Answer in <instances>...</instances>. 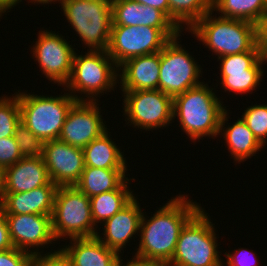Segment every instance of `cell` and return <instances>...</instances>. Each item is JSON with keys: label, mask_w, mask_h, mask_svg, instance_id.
<instances>
[{"label": "cell", "mask_w": 267, "mask_h": 266, "mask_svg": "<svg viewBox=\"0 0 267 266\" xmlns=\"http://www.w3.org/2000/svg\"><path fill=\"white\" fill-rule=\"evenodd\" d=\"M187 198L184 195L176 196L156 210L150 219L145 218L143 213L140 244L134 258L166 264L171 261L181 230L202 208Z\"/></svg>", "instance_id": "obj_1"}, {"label": "cell", "mask_w": 267, "mask_h": 266, "mask_svg": "<svg viewBox=\"0 0 267 266\" xmlns=\"http://www.w3.org/2000/svg\"><path fill=\"white\" fill-rule=\"evenodd\" d=\"M212 90L203 82L173 98V118L178 116L181 129L193 141L220 135V120L226 109Z\"/></svg>", "instance_id": "obj_2"}, {"label": "cell", "mask_w": 267, "mask_h": 266, "mask_svg": "<svg viewBox=\"0 0 267 266\" xmlns=\"http://www.w3.org/2000/svg\"><path fill=\"white\" fill-rule=\"evenodd\" d=\"M212 10L190 29L218 57L248 51H261L257 45V25L238 19L213 18Z\"/></svg>", "instance_id": "obj_3"}, {"label": "cell", "mask_w": 267, "mask_h": 266, "mask_svg": "<svg viewBox=\"0 0 267 266\" xmlns=\"http://www.w3.org/2000/svg\"><path fill=\"white\" fill-rule=\"evenodd\" d=\"M117 68V69H116ZM120 71L107 51L90 50L86 55H77L73 58L72 71L69 81L65 84L67 91L76 101L95 102L97 96L104 91L112 90L117 84ZM77 91V92H76ZM85 94L86 98L76 93ZM75 93L74 95L72 93ZM96 96V98H95ZM86 99V100H85Z\"/></svg>", "instance_id": "obj_4"}, {"label": "cell", "mask_w": 267, "mask_h": 266, "mask_svg": "<svg viewBox=\"0 0 267 266\" xmlns=\"http://www.w3.org/2000/svg\"><path fill=\"white\" fill-rule=\"evenodd\" d=\"M201 208L183 227L168 266H218L222 263L216 233Z\"/></svg>", "instance_id": "obj_5"}, {"label": "cell", "mask_w": 267, "mask_h": 266, "mask_svg": "<svg viewBox=\"0 0 267 266\" xmlns=\"http://www.w3.org/2000/svg\"><path fill=\"white\" fill-rule=\"evenodd\" d=\"M16 94L20 105V121L43 142L57 140L76 99L69 93L55 97L19 91Z\"/></svg>", "instance_id": "obj_6"}, {"label": "cell", "mask_w": 267, "mask_h": 266, "mask_svg": "<svg viewBox=\"0 0 267 266\" xmlns=\"http://www.w3.org/2000/svg\"><path fill=\"white\" fill-rule=\"evenodd\" d=\"M51 222L55 240L65 236L90 238L98 233L92 219L90 197L76 186L57 187Z\"/></svg>", "instance_id": "obj_7"}, {"label": "cell", "mask_w": 267, "mask_h": 266, "mask_svg": "<svg viewBox=\"0 0 267 266\" xmlns=\"http://www.w3.org/2000/svg\"><path fill=\"white\" fill-rule=\"evenodd\" d=\"M67 22L90 50L107 51L112 17L111 0H63Z\"/></svg>", "instance_id": "obj_8"}, {"label": "cell", "mask_w": 267, "mask_h": 266, "mask_svg": "<svg viewBox=\"0 0 267 266\" xmlns=\"http://www.w3.org/2000/svg\"><path fill=\"white\" fill-rule=\"evenodd\" d=\"M180 29H158L150 26H111L108 55L119 68L127 60L159 52Z\"/></svg>", "instance_id": "obj_9"}, {"label": "cell", "mask_w": 267, "mask_h": 266, "mask_svg": "<svg viewBox=\"0 0 267 266\" xmlns=\"http://www.w3.org/2000/svg\"><path fill=\"white\" fill-rule=\"evenodd\" d=\"M178 37L180 34L160 51L159 90L172 98L203 83L198 80L202 72L200 65L182 48Z\"/></svg>", "instance_id": "obj_10"}, {"label": "cell", "mask_w": 267, "mask_h": 266, "mask_svg": "<svg viewBox=\"0 0 267 266\" xmlns=\"http://www.w3.org/2000/svg\"><path fill=\"white\" fill-rule=\"evenodd\" d=\"M129 125L146 131L166 127L173 118V98L158 89L122 91Z\"/></svg>", "instance_id": "obj_11"}, {"label": "cell", "mask_w": 267, "mask_h": 266, "mask_svg": "<svg viewBox=\"0 0 267 266\" xmlns=\"http://www.w3.org/2000/svg\"><path fill=\"white\" fill-rule=\"evenodd\" d=\"M35 42L32 52L41 72L55 84L64 86L71 75L75 49L62 35L47 30L39 32Z\"/></svg>", "instance_id": "obj_12"}, {"label": "cell", "mask_w": 267, "mask_h": 266, "mask_svg": "<svg viewBox=\"0 0 267 266\" xmlns=\"http://www.w3.org/2000/svg\"><path fill=\"white\" fill-rule=\"evenodd\" d=\"M221 60V84L226 91L253 93L262 81L263 62H267L261 51H248L219 57Z\"/></svg>", "instance_id": "obj_13"}, {"label": "cell", "mask_w": 267, "mask_h": 266, "mask_svg": "<svg viewBox=\"0 0 267 266\" xmlns=\"http://www.w3.org/2000/svg\"><path fill=\"white\" fill-rule=\"evenodd\" d=\"M42 157L49 178L59 186H75L85 168L82 148L71 146L60 140H49L43 144Z\"/></svg>", "instance_id": "obj_14"}, {"label": "cell", "mask_w": 267, "mask_h": 266, "mask_svg": "<svg viewBox=\"0 0 267 266\" xmlns=\"http://www.w3.org/2000/svg\"><path fill=\"white\" fill-rule=\"evenodd\" d=\"M97 105L96 101H77L67 114L58 140L83 149L106 132Z\"/></svg>", "instance_id": "obj_15"}, {"label": "cell", "mask_w": 267, "mask_h": 266, "mask_svg": "<svg viewBox=\"0 0 267 266\" xmlns=\"http://www.w3.org/2000/svg\"><path fill=\"white\" fill-rule=\"evenodd\" d=\"M13 247L29 254L40 252L38 247L56 241L52 232L51 215L4 214ZM36 247L38 250L34 251ZM33 248V251L30 249Z\"/></svg>", "instance_id": "obj_16"}, {"label": "cell", "mask_w": 267, "mask_h": 266, "mask_svg": "<svg viewBox=\"0 0 267 266\" xmlns=\"http://www.w3.org/2000/svg\"><path fill=\"white\" fill-rule=\"evenodd\" d=\"M51 181L42 155L22 157L2 171L1 193H23Z\"/></svg>", "instance_id": "obj_17"}, {"label": "cell", "mask_w": 267, "mask_h": 266, "mask_svg": "<svg viewBox=\"0 0 267 266\" xmlns=\"http://www.w3.org/2000/svg\"><path fill=\"white\" fill-rule=\"evenodd\" d=\"M134 197L127 205L118 211L113 217L104 221V235L99 233L96 237L108 248L116 251L119 255L126 243L140 230L143 212L137 199ZM99 234V235H98ZM104 239V240H103Z\"/></svg>", "instance_id": "obj_18"}, {"label": "cell", "mask_w": 267, "mask_h": 266, "mask_svg": "<svg viewBox=\"0 0 267 266\" xmlns=\"http://www.w3.org/2000/svg\"><path fill=\"white\" fill-rule=\"evenodd\" d=\"M111 26H150L179 29L162 11L135 0H111Z\"/></svg>", "instance_id": "obj_19"}, {"label": "cell", "mask_w": 267, "mask_h": 266, "mask_svg": "<svg viewBox=\"0 0 267 266\" xmlns=\"http://www.w3.org/2000/svg\"><path fill=\"white\" fill-rule=\"evenodd\" d=\"M57 185L50 181L39 188L23 193H0V208L4 214L53 213Z\"/></svg>", "instance_id": "obj_20"}, {"label": "cell", "mask_w": 267, "mask_h": 266, "mask_svg": "<svg viewBox=\"0 0 267 266\" xmlns=\"http://www.w3.org/2000/svg\"><path fill=\"white\" fill-rule=\"evenodd\" d=\"M118 69L122 91L159 90L160 51L131 58Z\"/></svg>", "instance_id": "obj_21"}, {"label": "cell", "mask_w": 267, "mask_h": 266, "mask_svg": "<svg viewBox=\"0 0 267 266\" xmlns=\"http://www.w3.org/2000/svg\"><path fill=\"white\" fill-rule=\"evenodd\" d=\"M70 241L71 245L62 249L70 257L73 266H119L121 256L96 236L73 238Z\"/></svg>", "instance_id": "obj_22"}, {"label": "cell", "mask_w": 267, "mask_h": 266, "mask_svg": "<svg viewBox=\"0 0 267 266\" xmlns=\"http://www.w3.org/2000/svg\"><path fill=\"white\" fill-rule=\"evenodd\" d=\"M227 116L228 112L225 110L221 116L219 133H224L223 138L228 145L231 156H233L236 163H241L245 159L255 156L256 152L261 150L263 146L255 138L242 118L237 119L234 124L224 127L226 126L225 121H228L227 118H229Z\"/></svg>", "instance_id": "obj_23"}, {"label": "cell", "mask_w": 267, "mask_h": 266, "mask_svg": "<svg viewBox=\"0 0 267 266\" xmlns=\"http://www.w3.org/2000/svg\"><path fill=\"white\" fill-rule=\"evenodd\" d=\"M108 131L83 148L85 167L126 169L124 154L112 141ZM125 158V159H124Z\"/></svg>", "instance_id": "obj_24"}, {"label": "cell", "mask_w": 267, "mask_h": 266, "mask_svg": "<svg viewBox=\"0 0 267 266\" xmlns=\"http://www.w3.org/2000/svg\"><path fill=\"white\" fill-rule=\"evenodd\" d=\"M127 169H102L85 167L79 182L75 185L88 197L116 190L128 177Z\"/></svg>", "instance_id": "obj_25"}, {"label": "cell", "mask_w": 267, "mask_h": 266, "mask_svg": "<svg viewBox=\"0 0 267 266\" xmlns=\"http://www.w3.org/2000/svg\"><path fill=\"white\" fill-rule=\"evenodd\" d=\"M129 180L127 178L116 190L90 197L91 214L95 225L113 217L135 197L128 189Z\"/></svg>", "instance_id": "obj_26"}, {"label": "cell", "mask_w": 267, "mask_h": 266, "mask_svg": "<svg viewBox=\"0 0 267 266\" xmlns=\"http://www.w3.org/2000/svg\"><path fill=\"white\" fill-rule=\"evenodd\" d=\"M221 17L245 20L255 25L267 12V0H212V11Z\"/></svg>", "instance_id": "obj_27"}, {"label": "cell", "mask_w": 267, "mask_h": 266, "mask_svg": "<svg viewBox=\"0 0 267 266\" xmlns=\"http://www.w3.org/2000/svg\"><path fill=\"white\" fill-rule=\"evenodd\" d=\"M169 19L181 30L190 29L200 18L212 10V0H168Z\"/></svg>", "instance_id": "obj_28"}, {"label": "cell", "mask_w": 267, "mask_h": 266, "mask_svg": "<svg viewBox=\"0 0 267 266\" xmlns=\"http://www.w3.org/2000/svg\"><path fill=\"white\" fill-rule=\"evenodd\" d=\"M20 122L18 95L0 97V138L14 136L15 127Z\"/></svg>", "instance_id": "obj_29"}, {"label": "cell", "mask_w": 267, "mask_h": 266, "mask_svg": "<svg viewBox=\"0 0 267 266\" xmlns=\"http://www.w3.org/2000/svg\"><path fill=\"white\" fill-rule=\"evenodd\" d=\"M243 121L264 147L267 140V105L249 106L242 115Z\"/></svg>", "instance_id": "obj_30"}, {"label": "cell", "mask_w": 267, "mask_h": 266, "mask_svg": "<svg viewBox=\"0 0 267 266\" xmlns=\"http://www.w3.org/2000/svg\"><path fill=\"white\" fill-rule=\"evenodd\" d=\"M14 137L23 157L42 155L44 142L35 136L22 121L16 125Z\"/></svg>", "instance_id": "obj_31"}, {"label": "cell", "mask_w": 267, "mask_h": 266, "mask_svg": "<svg viewBox=\"0 0 267 266\" xmlns=\"http://www.w3.org/2000/svg\"><path fill=\"white\" fill-rule=\"evenodd\" d=\"M23 156L16 143L15 137L0 138V169L3 171L8 166L14 165Z\"/></svg>", "instance_id": "obj_32"}, {"label": "cell", "mask_w": 267, "mask_h": 266, "mask_svg": "<svg viewBox=\"0 0 267 266\" xmlns=\"http://www.w3.org/2000/svg\"><path fill=\"white\" fill-rule=\"evenodd\" d=\"M31 266H73V264L70 257L60 248L43 256L40 253L33 255Z\"/></svg>", "instance_id": "obj_33"}, {"label": "cell", "mask_w": 267, "mask_h": 266, "mask_svg": "<svg viewBox=\"0 0 267 266\" xmlns=\"http://www.w3.org/2000/svg\"><path fill=\"white\" fill-rule=\"evenodd\" d=\"M32 254L15 247L0 251V266H31Z\"/></svg>", "instance_id": "obj_34"}, {"label": "cell", "mask_w": 267, "mask_h": 266, "mask_svg": "<svg viewBox=\"0 0 267 266\" xmlns=\"http://www.w3.org/2000/svg\"><path fill=\"white\" fill-rule=\"evenodd\" d=\"M247 249H238V250H235L234 254H230V252L228 251V253L225 252V256L227 257V266H258V263L257 261H255L256 259L255 258H251V260H247L249 258V255H252L251 252L250 254L247 256L248 258H246V256H242L243 254L246 255L247 252H246ZM244 251V252H243ZM246 253V254H245ZM241 254V255H240ZM240 256V257H239ZM251 257V256H250ZM250 259V258H249ZM247 260V261H246ZM254 260V261H253ZM245 261V262H244ZM255 262V263H254Z\"/></svg>", "instance_id": "obj_35"}, {"label": "cell", "mask_w": 267, "mask_h": 266, "mask_svg": "<svg viewBox=\"0 0 267 266\" xmlns=\"http://www.w3.org/2000/svg\"><path fill=\"white\" fill-rule=\"evenodd\" d=\"M257 45L262 56L267 59V12L257 24Z\"/></svg>", "instance_id": "obj_36"}, {"label": "cell", "mask_w": 267, "mask_h": 266, "mask_svg": "<svg viewBox=\"0 0 267 266\" xmlns=\"http://www.w3.org/2000/svg\"><path fill=\"white\" fill-rule=\"evenodd\" d=\"M13 248L10 240L8 225L4 216V212L0 208V251Z\"/></svg>", "instance_id": "obj_37"}, {"label": "cell", "mask_w": 267, "mask_h": 266, "mask_svg": "<svg viewBox=\"0 0 267 266\" xmlns=\"http://www.w3.org/2000/svg\"><path fill=\"white\" fill-rule=\"evenodd\" d=\"M145 6H150L162 11L169 18V1L168 0H135Z\"/></svg>", "instance_id": "obj_38"}, {"label": "cell", "mask_w": 267, "mask_h": 266, "mask_svg": "<svg viewBox=\"0 0 267 266\" xmlns=\"http://www.w3.org/2000/svg\"><path fill=\"white\" fill-rule=\"evenodd\" d=\"M122 259L120 260L119 266H168L166 263L163 262H153V261H143V260H139L132 258V260L128 261L127 264L122 265Z\"/></svg>", "instance_id": "obj_39"}, {"label": "cell", "mask_w": 267, "mask_h": 266, "mask_svg": "<svg viewBox=\"0 0 267 266\" xmlns=\"http://www.w3.org/2000/svg\"><path fill=\"white\" fill-rule=\"evenodd\" d=\"M22 0H0V10L5 13L7 10L11 9Z\"/></svg>", "instance_id": "obj_40"}, {"label": "cell", "mask_w": 267, "mask_h": 266, "mask_svg": "<svg viewBox=\"0 0 267 266\" xmlns=\"http://www.w3.org/2000/svg\"><path fill=\"white\" fill-rule=\"evenodd\" d=\"M56 1H60V4H62V1L63 0H30V2H34V3H39V4H49V3H52V2H56Z\"/></svg>", "instance_id": "obj_41"}, {"label": "cell", "mask_w": 267, "mask_h": 266, "mask_svg": "<svg viewBox=\"0 0 267 266\" xmlns=\"http://www.w3.org/2000/svg\"><path fill=\"white\" fill-rule=\"evenodd\" d=\"M1 187H2V171L0 169V193H1Z\"/></svg>", "instance_id": "obj_42"}]
</instances>
